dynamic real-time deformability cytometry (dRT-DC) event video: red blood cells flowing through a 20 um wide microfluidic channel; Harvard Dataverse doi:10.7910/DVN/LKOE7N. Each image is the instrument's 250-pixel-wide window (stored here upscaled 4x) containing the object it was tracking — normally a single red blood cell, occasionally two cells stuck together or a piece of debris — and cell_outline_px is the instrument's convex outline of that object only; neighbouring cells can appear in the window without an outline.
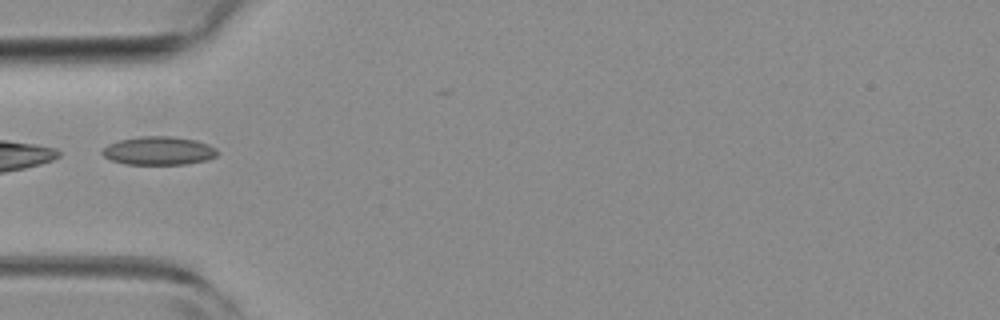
{"species": "common noctule bat (a hibernating species)", "species_latin": "Nyctalus noctula", "temperature_condition": "room temperature", "stored_images_in_passage": 5, "camera_frame_rate_fps": 3000, "um_per_image_px": 0.085, "animal": {"sex": "female", "body_mass_g": 19.3, "forearm_length_mm": 54.1}, "frame": {"image": 1, "passage_image": 4, "time_ms": 1.0, "image_size_px": [1000, 320], "cell_outline_px": [[220, 152], [216, 156], [208, 160], [188, 164], [124, 164], [112, 160], [104, 156], [100, 152], [108, 144], [120, 140], [140, 136], [172, 136], [196, 140], [208, 144], [216, 148]], "centroid_in_image_um": [13.53, 12.81], "position_along_channel_um": 71.5, "area_um2": 19.19}}
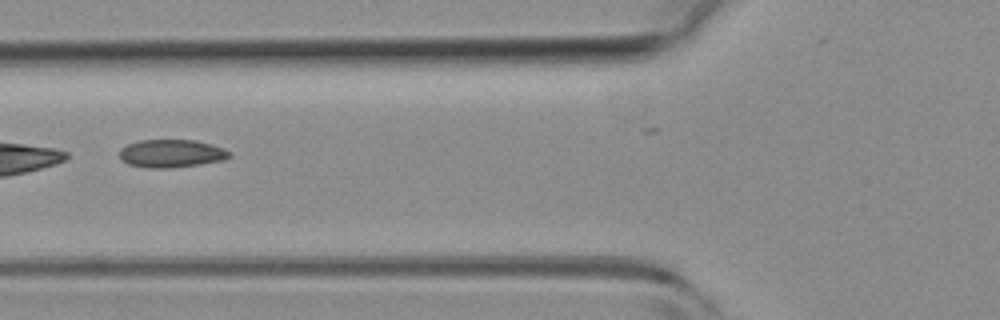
{"frame": {"image": 2, "passage_image": 5, "time_ms": 1.333, "image_size_px": [1000, 320], "cell_outline_px": [[232, 156], [224, 160], [200, 164], [172, 168], [144, 168], [128, 164], [120, 160], [120, 148], [128, 144], [140, 140], [196, 140], [212, 144], [224, 148]], "centroid_in_image_um": [14.55, 13.05], "position_along_channel_um": 111.2, "area_um2": 18.09}}